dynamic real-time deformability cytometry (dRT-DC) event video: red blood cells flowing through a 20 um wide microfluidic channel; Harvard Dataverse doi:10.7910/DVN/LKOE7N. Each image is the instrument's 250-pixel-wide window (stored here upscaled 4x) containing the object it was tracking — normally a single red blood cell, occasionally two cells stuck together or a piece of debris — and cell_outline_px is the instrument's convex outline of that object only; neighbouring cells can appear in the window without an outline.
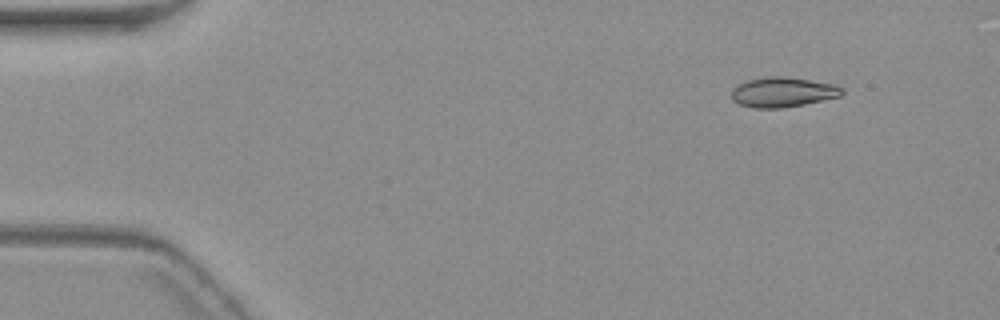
{"species": "common noctule bat (a hibernating species)", "species_latin": "Nyctalus noctula", "temperature_condition": "warm", "stored_images_in_passage": 6, "camera_frame_rate_fps": 3000, "um_per_image_px": 0.085, "animal": {"sex": "female", "body_mass_g": 19.3, "forearm_length_mm": 54.1}, "frame": {"image": 1, "passage_image": 2, "time_ms": 1.333, "image_size_px": [1000, 320], "cell_outline_px": [[844, 92], [840, 96], [824, 100], [804, 104], [780, 108], [756, 108], [740, 104], [732, 100], [732, 88], [748, 80], [764, 76], [784, 76], [836, 84], [844, 88]], "centroid_in_image_um": [66.57, 7.82], "position_along_channel_um": 18.4, "area_um2": 19.31}}
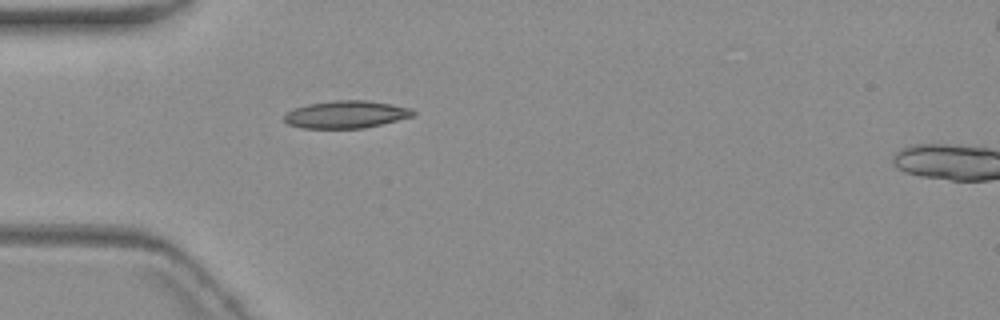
{"frame": {"image": 2, "passage_image": 5, "time_ms": 5.0, "image_size_px": [1000, 320], "cell_outline_px": [[416, 112], [412, 116], [364, 128], [300, 128], [288, 124], [284, 120], [284, 116], [288, 112], [296, 108], [308, 104], [336, 100], [368, 100], [412, 108]], "centroid_in_image_um": [29.41, 9.72], "position_along_channel_um": 55.6, "area_um2": 20.4}}